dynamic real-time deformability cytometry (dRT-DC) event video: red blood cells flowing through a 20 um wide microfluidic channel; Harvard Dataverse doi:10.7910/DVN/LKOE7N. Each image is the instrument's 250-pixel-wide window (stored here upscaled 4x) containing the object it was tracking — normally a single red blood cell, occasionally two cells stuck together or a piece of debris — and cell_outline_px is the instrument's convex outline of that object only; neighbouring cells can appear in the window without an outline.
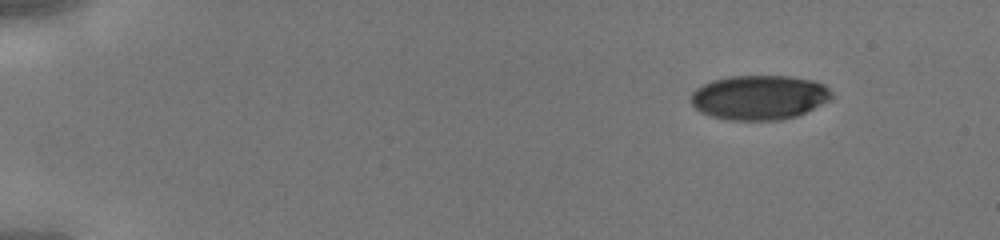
{"species": "human", "species_latin": "Homo sapiens", "temperature_condition": "cold", "stored_images_in_passage": 40, "camera_frame_rate_fps": 3000, "um_per_image_px": 0.085, "donor": {"sex": "male"}, "frame": {"image": 1, "passage_image": 1, "time_ms": 0.0, "image_size_px": [1000, 240], "cell_outline_px": [[832, 96], [828, 100], [796, 116], [780, 120], [728, 120], [712, 116], [700, 112], [688, 100], [692, 92], [696, 88], [712, 80], [728, 76], [788, 76], [812, 80], [824, 84], [832, 92]], "centroid_in_image_um": [64.48, 8.27], "position_along_channel_um": 20.5, "area_um2": 36.47}}
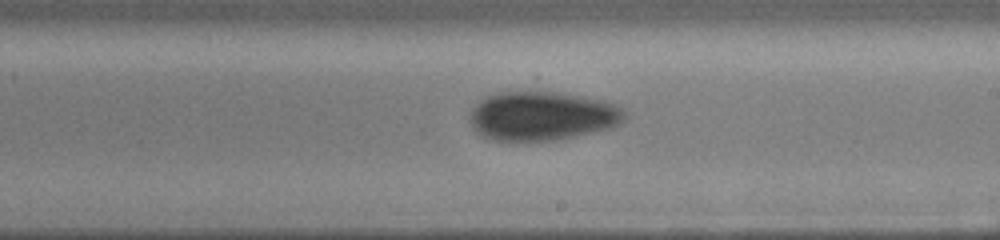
{"frame": {"image": 2, "passage_image": 23, "time_ms": 7.333, "image_size_px": [1000, 240], "cell_outline_px": [[628, 116], [620, 124], [612, 128], [556, 140], [488, 140], [480, 136], [476, 132], [468, 120], [472, 108], [484, 96], [500, 92], [556, 92], [604, 100], [628, 112]], "centroid_in_image_um": [46.06, 9.86], "position_along_channel_um": 242.9, "area_um2": 44.45}}
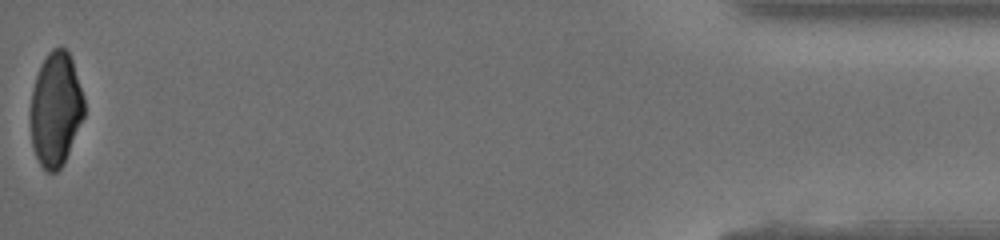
{"frame": {"image": 3, "passage_image": 40, "time_ms": 13.0, "image_size_px": [1000, 240], "cell_outline_px": [[84, 116], [68, 152], [60, 168], [56, 172], [48, 172], [40, 164], [32, 148], [28, 120], [32, 88], [40, 64], [48, 52], [52, 48], [64, 48], [68, 52], [72, 60], [84, 96]], "centroid_in_image_um": [4.69, 9.27], "position_along_channel_um": 430.5, "area_um2": 36.01}}